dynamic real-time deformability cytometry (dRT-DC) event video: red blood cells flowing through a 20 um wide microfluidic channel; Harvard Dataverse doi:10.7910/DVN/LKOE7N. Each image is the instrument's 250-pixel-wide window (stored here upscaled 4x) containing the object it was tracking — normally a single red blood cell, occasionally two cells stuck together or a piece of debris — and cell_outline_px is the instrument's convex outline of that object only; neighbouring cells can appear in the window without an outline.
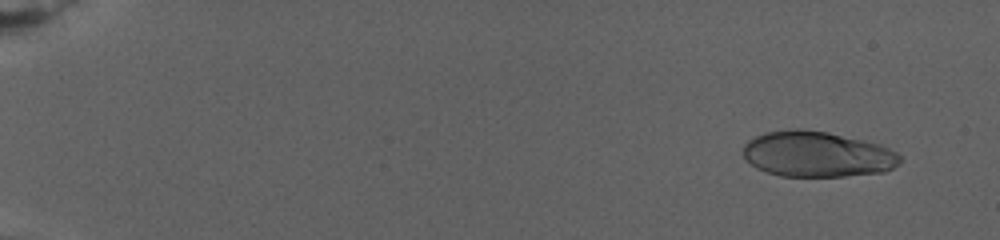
{"species": "human", "species_latin": "Homo sapiens", "temperature_condition": "warm", "stored_images_in_passage": 35, "camera_frame_rate_fps": 3000, "um_per_image_px": 0.085, "donor": {"sex": "female"}, "frame": {"image": 1, "passage_image": 8, "time_ms": 1.667, "image_size_px": [1000, 240], "cell_outline_px": [[904, 160], [900, 164], [884, 172], [844, 176], [780, 176], [756, 168], [744, 156], [744, 144], [748, 140], [764, 132], [792, 128], [796, 128], [828, 132], [864, 140], [880, 144], [896, 152]], "centroid_in_image_um": [69.48, 13.1], "position_along_channel_um": 15.5, "area_um2": 41.85}}
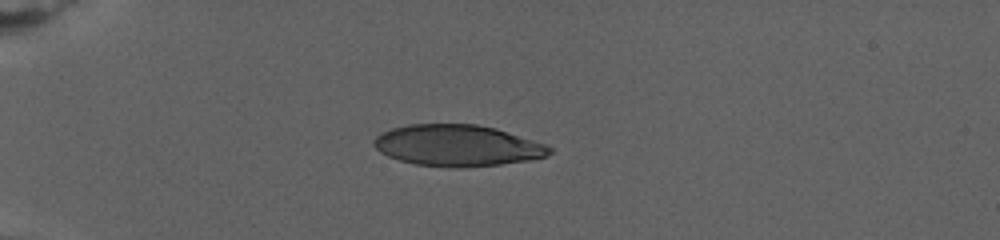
{"frame": {"image": 2, "passage_image": 27, "time_ms": 7.667, "image_size_px": [1000, 240], "cell_outline_px": [[552, 152], [548, 156], [528, 160], [500, 164], [460, 168], [448, 168], [416, 164], [400, 160], [388, 156], [380, 152], [372, 144], [372, 140], [380, 132], [392, 128], [408, 124], [476, 124], [496, 128], [544, 144], [552, 148]], "centroid_in_image_um": [38.84, 12.37], "position_along_channel_um": 46.2, "area_um2": 42.43}}